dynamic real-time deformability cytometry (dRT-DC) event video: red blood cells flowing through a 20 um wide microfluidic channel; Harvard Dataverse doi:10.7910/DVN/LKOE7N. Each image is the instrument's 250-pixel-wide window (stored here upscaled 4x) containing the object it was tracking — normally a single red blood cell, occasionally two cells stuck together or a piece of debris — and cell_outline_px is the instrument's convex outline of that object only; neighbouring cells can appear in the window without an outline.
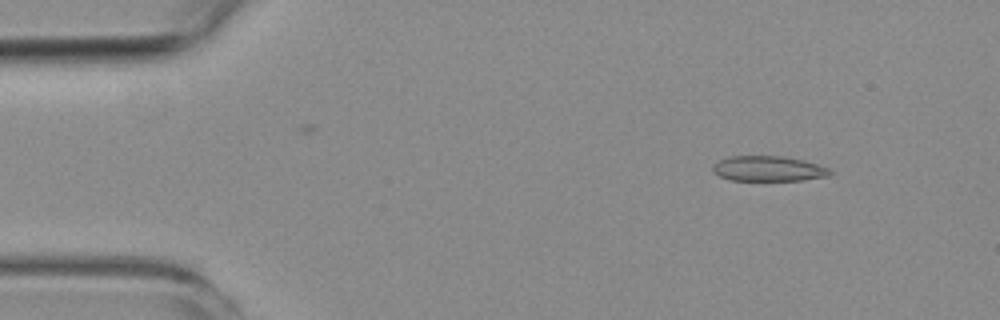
{"species": "common noctule bat (a hibernating species)", "species_latin": "Nyctalus noctula", "temperature_condition": "room temperature", "stored_images_in_passage": 4, "camera_frame_rate_fps": 3000, "um_per_image_px": 0.085, "animal": {"sex": "female", "body_mass_g": 19.3, "forearm_length_mm": 54.1}, "frame": {"image": 1, "passage_image": 1, "time_ms": 0.0, "image_size_px": [1000, 320], "cell_outline_px": [[832, 172], [828, 176], [804, 180], [732, 180], [720, 176], [712, 172], [712, 168], [720, 160], [728, 156], [784, 156], [804, 160], [828, 168]], "centroid_in_image_um": [65.31, 14.33], "position_along_channel_um": 19.7, "area_um2": 17.11}}
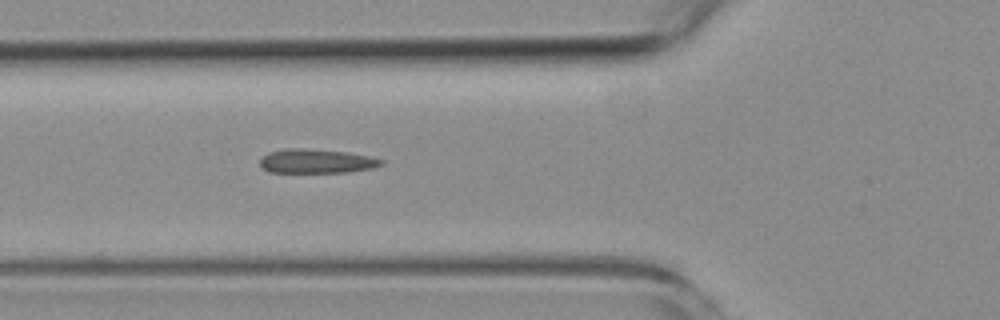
{"frame": {"image": 2, "passage_image": 4, "time_ms": 4.333, "image_size_px": [1000, 320], "cell_outline_px": [[384, 164], [372, 168], [348, 172], [268, 172], [260, 164], [260, 160], [268, 152], [284, 148], [308, 148], [348, 152], [368, 156], [384, 160]], "centroid_in_image_um": [26.9, 13.69], "position_along_channel_um": 98.9, "area_um2": 17.11}}